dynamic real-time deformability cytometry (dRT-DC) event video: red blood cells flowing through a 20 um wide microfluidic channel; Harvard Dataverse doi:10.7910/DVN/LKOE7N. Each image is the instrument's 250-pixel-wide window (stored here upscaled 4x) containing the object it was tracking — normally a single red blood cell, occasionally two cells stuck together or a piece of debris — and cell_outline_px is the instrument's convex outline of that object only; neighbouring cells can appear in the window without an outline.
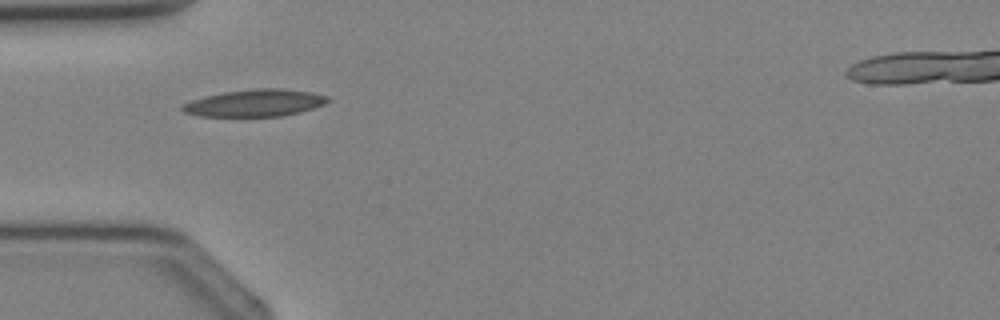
{"species": "Egyptian fruit bat (a non-hibernating species)", "species_latin": "Rousettus aegyptiacus", "temperature_condition": "cold", "stored_images_in_passage": 2, "camera_frame_rate_fps": 3000, "um_per_image_px": 0.085, "animal": {"sex": "female"}, "frame": {"image": 1, "passage_image": 1, "time_ms": 0.0, "image_size_px": [1000, 320], "cell_outline_px": [[332, 100], [324, 104], [300, 112], [284, 116], [200, 116], [184, 112], [180, 108], [184, 104], [192, 100], [204, 96], [224, 92], [252, 88], [284, 88], [312, 92], [328, 96]], "centroid_in_image_um": [21.71, 8.74], "position_along_channel_um": 63.3, "area_um2": 23.06}}
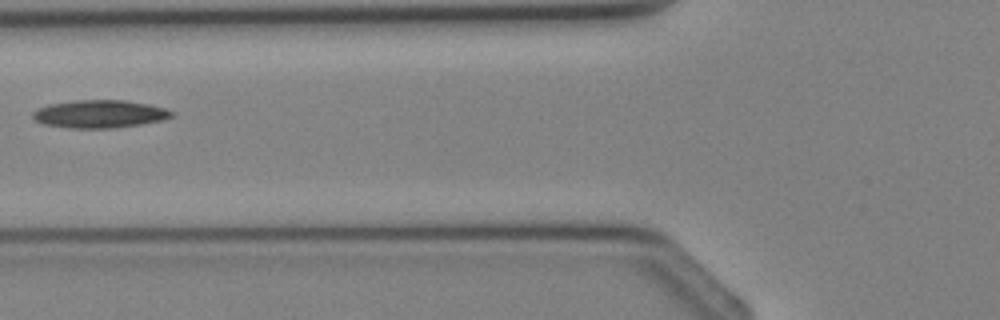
{"frame": {"image": 2, "passage_image": 2, "time_ms": 1.0, "image_size_px": [1000, 320], "cell_outline_px": [[172, 116], [160, 120], [140, 124], [116, 128], [68, 128], [44, 124], [36, 120], [32, 116], [32, 112], [48, 104], [72, 100], [124, 100], [148, 104], [164, 108], [172, 112]], "centroid_in_image_um": [8.42, 9.68], "position_along_channel_um": 117.4, "area_um2": 22.37}}